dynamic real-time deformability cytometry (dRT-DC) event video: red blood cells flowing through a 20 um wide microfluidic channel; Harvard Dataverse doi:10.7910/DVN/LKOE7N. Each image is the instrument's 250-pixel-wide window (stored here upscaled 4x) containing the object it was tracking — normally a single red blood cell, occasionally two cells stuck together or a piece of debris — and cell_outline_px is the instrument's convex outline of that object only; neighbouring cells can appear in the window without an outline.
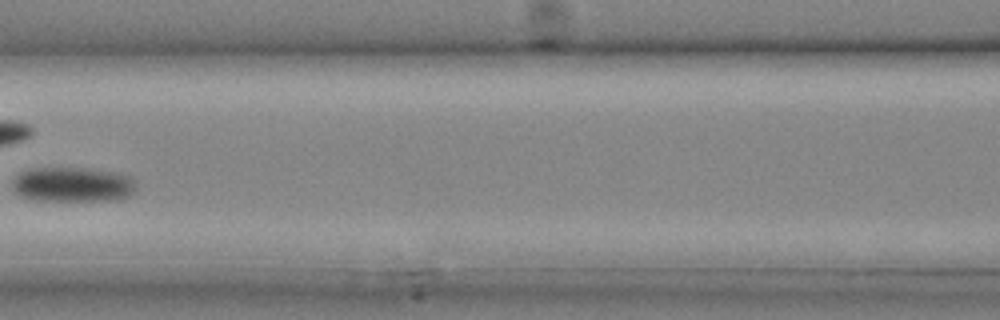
{"species": "common noctule bat (a hibernating species)", "species_latin": "Nyctalus noctula", "temperature_condition": "cold", "stored_images_in_passage": 14, "camera_frame_rate_fps": 3000, "um_per_image_px": 0.085, "animal": {"sex": "male", "body_mass_g": 20.4}, "frame": {"image": 1, "passage_image": 10, "time_ms": 3.0, "image_size_px": [1000, 320], "cell_outline_px": [[132, 192], [128, 196], [116, 200], [36, 200], [20, 196], [12, 188], [12, 180], [20, 172], [32, 168], [88, 168], [120, 172], [132, 176]], "centroid_in_image_um": [6.14, 15.67], "position_along_channel_um": 160.5, "area_um2": 25.09}}